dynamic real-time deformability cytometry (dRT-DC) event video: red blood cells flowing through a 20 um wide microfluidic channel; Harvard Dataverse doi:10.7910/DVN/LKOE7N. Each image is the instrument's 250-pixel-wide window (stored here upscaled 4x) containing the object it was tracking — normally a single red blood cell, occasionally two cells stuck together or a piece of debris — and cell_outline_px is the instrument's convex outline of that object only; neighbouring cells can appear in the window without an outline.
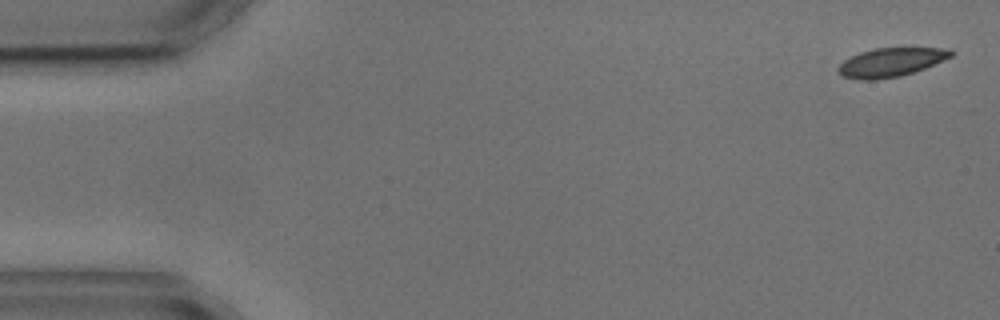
{"species": "common noctule bat (a hibernating species)", "species_latin": "Nyctalus noctula", "temperature_condition": "cold", "stored_images_in_passage": 6, "camera_frame_rate_fps": 3000, "um_per_image_px": 0.085, "animal": {"sex": "male", "body_mass_g": 17.9, "forearm_length_mm": 54.2}, "frame": {"image": 1, "passage_image": 1, "time_ms": 0.0, "image_size_px": [1000, 320], "cell_outline_px": [[956, 52], [952, 56], [924, 68], [900, 76], [876, 80], [864, 80], [844, 76], [836, 68], [844, 60], [860, 52], [876, 48], [952, 48]], "centroid_in_image_um": [75.76, 5.28], "position_along_channel_um": 9.2, "area_um2": 18.73}}
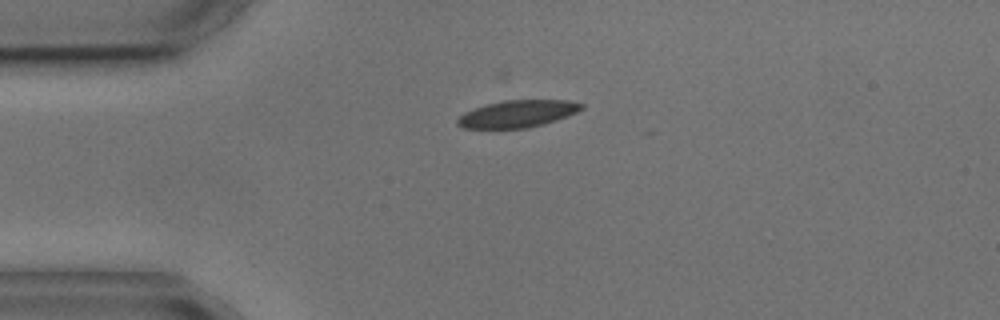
{"frame": {"image": 2, "passage_image": 4, "time_ms": 3.667, "image_size_px": [1000, 320], "cell_outline_px": [[584, 108], [568, 116], [544, 124], [528, 128], [464, 128], [456, 124], [456, 120], [464, 112], [472, 108], [504, 100], [568, 100], [584, 104]], "centroid_in_image_um": [43.99, 9.67], "position_along_channel_um": 41.0, "area_um2": 19.65}}